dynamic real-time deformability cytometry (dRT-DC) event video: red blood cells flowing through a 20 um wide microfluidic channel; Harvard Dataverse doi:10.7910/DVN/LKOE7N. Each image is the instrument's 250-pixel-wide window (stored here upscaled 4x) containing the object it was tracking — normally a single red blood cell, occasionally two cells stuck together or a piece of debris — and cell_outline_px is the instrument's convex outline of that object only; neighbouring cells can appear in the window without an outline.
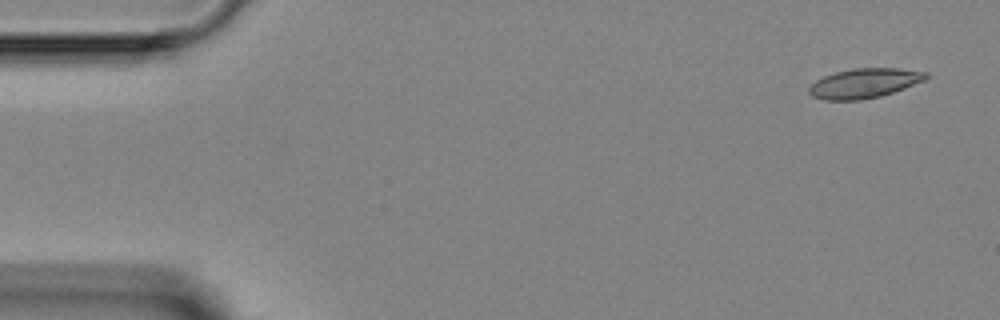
{"species": "Egyptian fruit bat (a non-hibernating species)", "species_latin": "Rousettus aegyptiacus", "temperature_condition": "room temperature", "stored_images_in_passage": 5, "camera_frame_rate_fps": 3000, "um_per_image_px": 0.085, "animal": {"sex": "female"}, "frame": {"image": 1, "passage_image": 1, "time_ms": 0.0, "image_size_px": [1000, 320], "cell_outline_px": [[928, 76], [924, 80], [904, 88], [880, 96], [860, 100], [824, 100], [812, 96], [808, 92], [808, 88], [816, 80], [824, 76], [836, 72], [852, 68], [900, 68], [928, 72]], "centroid_in_image_um": [73.45, 7.07], "position_along_channel_um": 11.5, "area_um2": 20.11}}
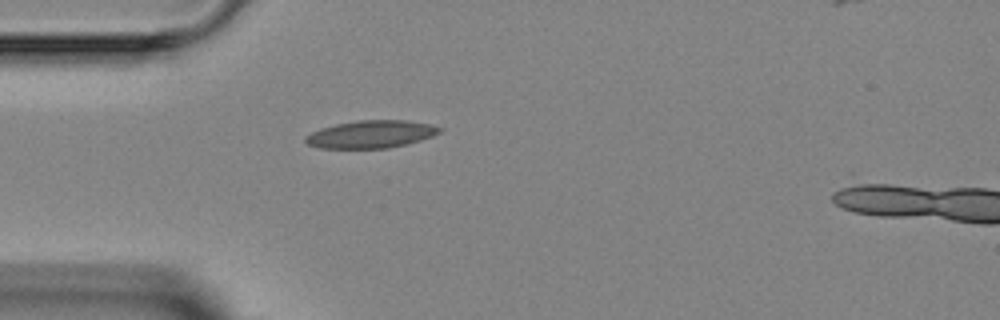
{"frame": {"image": 2, "passage_image": 4, "time_ms": 3.667, "image_size_px": [1000, 320], "cell_outline_px": [[444, 128], [440, 132], [432, 136], [420, 140], [388, 148], [320, 148], [308, 144], [304, 140], [304, 136], [320, 128], [336, 124], [356, 120], [408, 120], [432, 124]], "centroid_in_image_um": [31.54, 11.4], "position_along_channel_um": 53.5, "area_um2": 21.62}}